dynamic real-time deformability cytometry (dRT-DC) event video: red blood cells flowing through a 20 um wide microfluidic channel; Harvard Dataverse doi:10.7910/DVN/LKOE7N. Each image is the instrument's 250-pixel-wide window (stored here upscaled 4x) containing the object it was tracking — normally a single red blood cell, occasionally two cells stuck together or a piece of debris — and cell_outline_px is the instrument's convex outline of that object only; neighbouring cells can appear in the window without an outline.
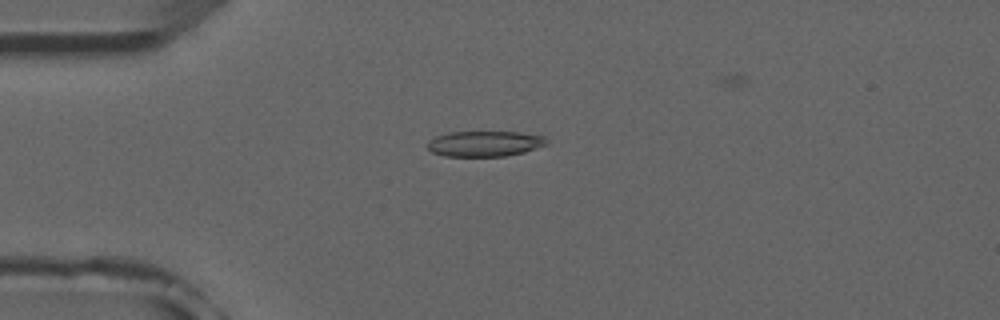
{"species": "common noctule bat (a hibernating species)", "species_latin": "Nyctalus noctula", "temperature_condition": "room temperature", "stored_images_in_passage": 7, "camera_frame_rate_fps": 3000, "um_per_image_px": 0.085, "animal": {"sex": "male", "forearm_length_mm": 52.5}, "frame": {"image": 1, "passage_image": 5, "time_ms": 4.333, "image_size_px": [1000, 320], "cell_outline_px": [[548, 144], [524, 152], [504, 156], [444, 156], [432, 152], [428, 148], [428, 140], [436, 136], [448, 132], [520, 132], [544, 136], [548, 140]], "centroid_in_image_um": [41.2, 12.21], "position_along_channel_um": 43.8, "area_um2": 17.74}}
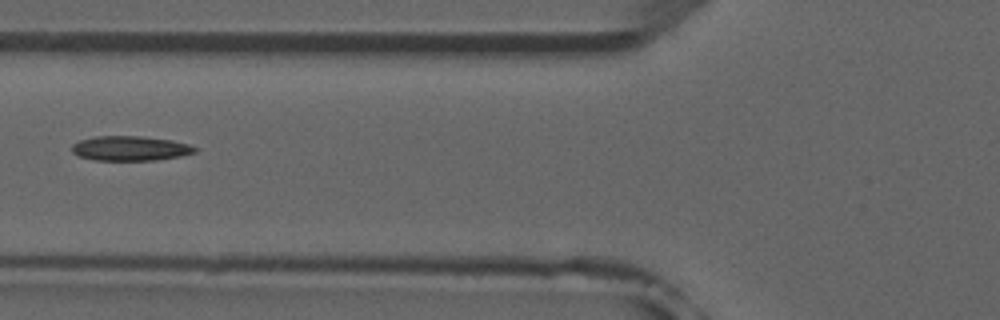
{"frame": {"image": 2, "passage_image": 7, "time_ms": 6.667, "image_size_px": [1000, 320], "cell_outline_px": [[196, 152], [180, 156], [156, 160], [92, 160], [80, 156], [72, 152], [72, 144], [80, 140], [96, 136], [140, 136], [172, 140], [188, 144], [196, 148]], "centroid_in_image_um": [11.05, 12.61], "position_along_channel_um": 114.7, "area_um2": 17.63}}